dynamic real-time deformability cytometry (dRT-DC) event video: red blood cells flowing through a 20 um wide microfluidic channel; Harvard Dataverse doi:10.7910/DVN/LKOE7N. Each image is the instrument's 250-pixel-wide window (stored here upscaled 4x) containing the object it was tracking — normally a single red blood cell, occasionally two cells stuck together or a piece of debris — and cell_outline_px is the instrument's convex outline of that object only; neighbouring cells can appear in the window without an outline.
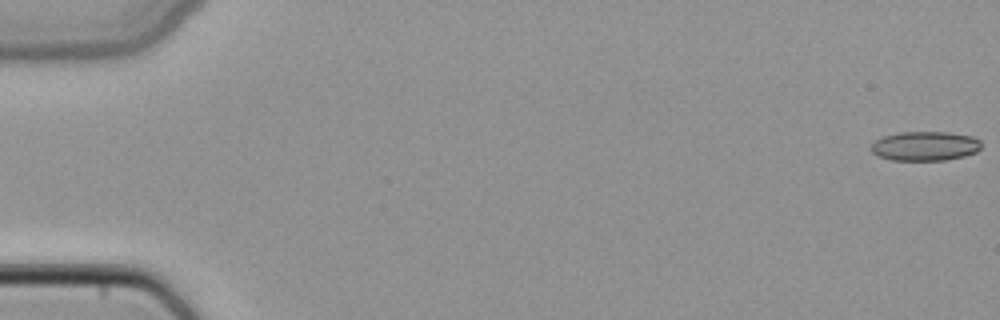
{"species": "common noctule bat (a hibernating species)", "species_latin": "Nyctalus noctula", "temperature_condition": "cold", "stored_images_in_passage": 14, "camera_frame_rate_fps": 3000, "um_per_image_px": 0.085, "animal": {"sex": "female", "body_mass_g": 22.7, "forearm_length_mm": 54.2}, "frame": {"image": 1, "passage_image": 1, "time_ms": 0.0, "image_size_px": [1000, 320], "cell_outline_px": [[980, 148], [976, 152], [964, 156], [944, 160], [892, 160], [876, 156], [872, 152], [872, 144], [876, 140], [884, 136], [900, 132], [948, 132], [972, 136], [980, 140]], "centroid_in_image_um": [78.62, 12.41], "position_along_channel_um": 6.4, "area_um2": 18.79}}